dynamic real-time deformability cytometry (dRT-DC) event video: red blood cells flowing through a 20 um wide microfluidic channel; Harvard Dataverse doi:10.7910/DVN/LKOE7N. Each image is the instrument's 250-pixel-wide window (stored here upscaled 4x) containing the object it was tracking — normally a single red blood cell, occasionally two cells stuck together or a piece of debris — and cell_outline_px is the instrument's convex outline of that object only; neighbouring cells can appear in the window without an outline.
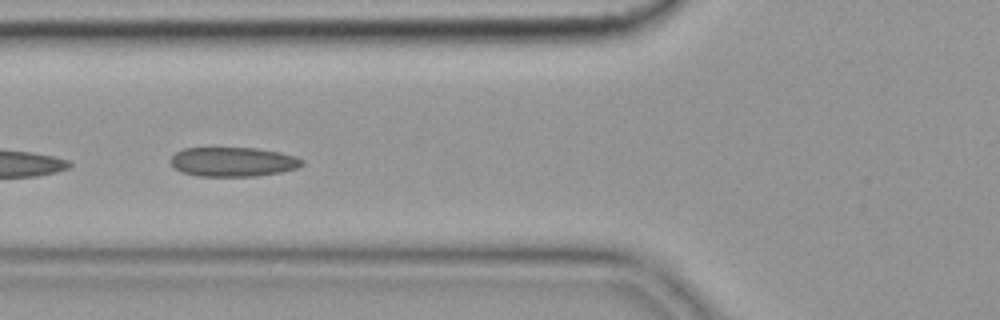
{"species": "common noctule bat (a hibernating species)", "species_latin": "Nyctalus noctula", "temperature_condition": "cold", "stored_images_in_passage": 22, "camera_frame_rate_fps": 3000, "um_per_image_px": 0.085, "animal": {"sex": "female", "body_mass_g": 19.9}, "frame": {"image": 1, "passage_image": 16, "time_ms": 5.0, "image_size_px": [1000, 320], "cell_outline_px": [[304, 164], [296, 168], [280, 172], [256, 176], [196, 176], [180, 172], [172, 168], [168, 160], [176, 152], [184, 148], [256, 148], [280, 152], [296, 156], [304, 160]], "centroid_in_image_um": [19.76, 13.76], "position_along_channel_um": 106.0, "area_um2": 22.77}}